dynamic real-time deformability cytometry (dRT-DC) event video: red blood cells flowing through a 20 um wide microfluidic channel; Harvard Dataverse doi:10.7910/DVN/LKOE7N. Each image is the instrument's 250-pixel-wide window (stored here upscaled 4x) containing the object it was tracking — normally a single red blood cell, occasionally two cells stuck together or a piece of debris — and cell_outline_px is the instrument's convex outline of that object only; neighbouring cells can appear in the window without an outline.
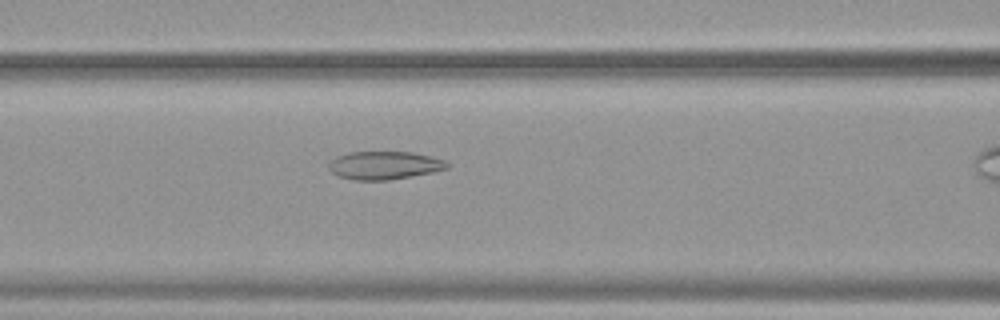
{"species": "common noctule bat (a hibernating species)", "species_latin": "Nyctalus noctula", "temperature_condition": "warm", "stored_images_in_passage": 38, "camera_frame_rate_fps": 3000, "um_per_image_px": 0.085, "animal": {"sex": "female", "body_mass_g": 19.9}, "frame": {"image": 1, "passage_image": 14, "time_ms": 4.333, "image_size_px": [1000, 320], "cell_outline_px": [[452, 164], [448, 168], [432, 172], [412, 176], [388, 180], [352, 180], [336, 176], [328, 168], [328, 164], [336, 156], [348, 152], [412, 152], [432, 156], [444, 160]], "centroid_in_image_um": [32.67, 14.05], "position_along_channel_um": 133.9, "area_um2": 19.59}}
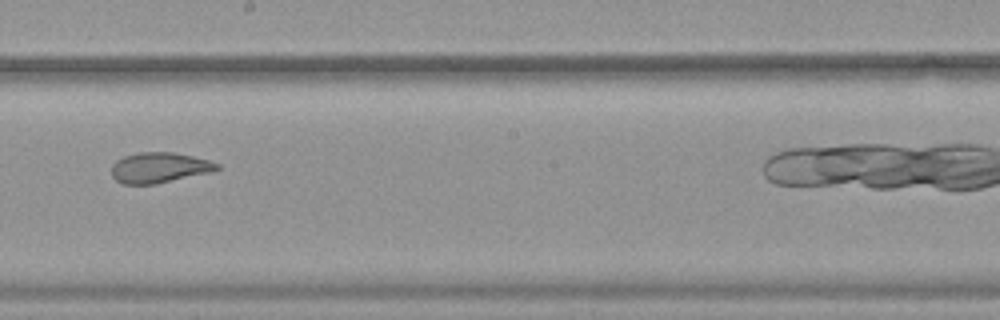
{"frame": {"image": 2, "passage_image": 22, "time_ms": 7.0, "image_size_px": [1000, 320], "cell_outline_px": [[220, 168], [212, 172], [156, 184], [124, 184], [116, 180], [112, 176], [112, 164], [116, 160], [124, 156], [140, 152], [172, 152], [192, 156], [208, 160], [220, 164]], "centroid_in_image_um": [13.54, 14.25], "position_along_channel_um": 234.7, "area_um2": 18.73}}
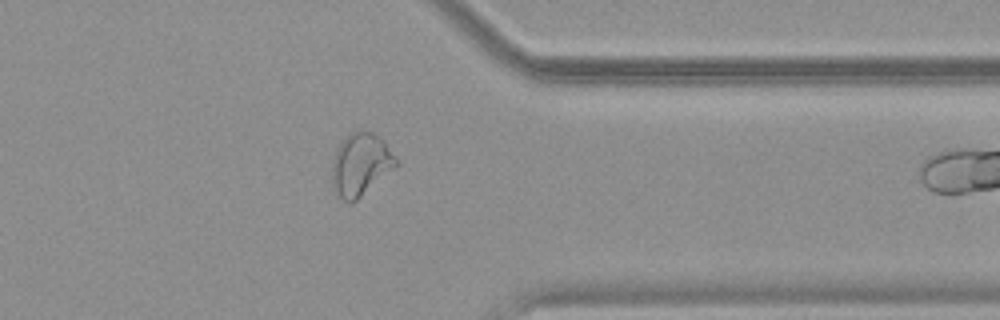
{"frame": {"image": 3, "passage_image": 34, "time_ms": 11.0, "image_size_px": [1000, 320], "cell_outline_px": [[400, 164], [396, 168], [352, 204], [348, 204], [336, 192], [332, 184], [332, 160], [336, 148], [340, 140], [352, 132], [360, 128], [372, 132], [380, 136], [384, 140], [400, 160]], "centroid_in_image_um": [30.69, 13.95], "position_along_channel_um": 380.7, "area_um2": 24.16}, "authors_computed_cell_mechanics": {"area_um2": 19.9121, "velocity_mm_per_s": 3.7935, "shape_relaxation_time_tau1_ms": null, "shape_relaxation_time_tau2_ms": 1.7202, "deformation_change_tau1": null, "deformation_change_tau2": 0.0859}}